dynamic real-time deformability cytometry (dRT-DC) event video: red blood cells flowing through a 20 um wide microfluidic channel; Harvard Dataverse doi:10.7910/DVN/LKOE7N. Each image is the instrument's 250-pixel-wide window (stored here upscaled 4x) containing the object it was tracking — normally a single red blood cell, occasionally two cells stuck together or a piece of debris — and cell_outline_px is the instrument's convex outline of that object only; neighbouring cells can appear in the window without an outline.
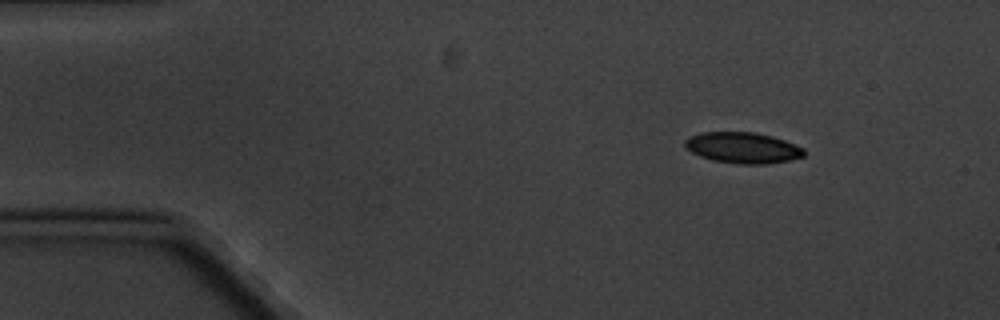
{"species": "common noctule bat (a hibernating species)", "species_latin": "Nyctalus noctula", "temperature_condition": "cold", "stored_images_in_passage": 5, "camera_frame_rate_fps": 3000, "um_per_image_px": 0.085, "animal": {"sex": "male", "body_mass_g": 20.1, "forearm_length_mm": 53.5}, "frame": {"image": 1, "passage_image": 1, "time_ms": 0.0, "image_size_px": [1000, 320], "cell_outline_px": [[804, 156], [788, 160], [764, 164], [736, 164], [712, 160], [700, 156], [684, 148], [684, 140], [688, 136], [704, 132], [756, 132], [772, 136], [784, 140], [804, 148]], "centroid_in_image_um": [63.09, 12.55], "position_along_channel_um": 21.9, "area_um2": 21.56}}
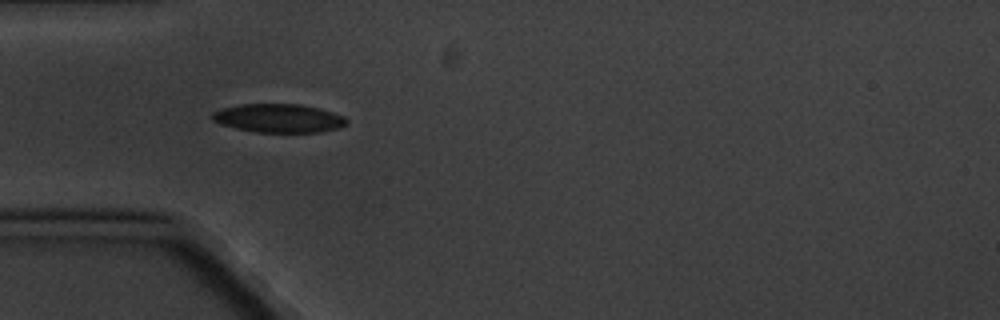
{"frame": {"image": 2, "passage_image": 3, "time_ms": 3.333, "image_size_px": [1000, 320], "cell_outline_px": [[348, 124], [340, 128], [320, 132], [256, 132], [236, 128], [220, 124], [212, 120], [212, 112], [220, 108], [240, 104], [300, 104], [320, 108], [344, 116], [348, 120]], "centroid_in_image_um": [23.7, 10.04], "position_along_channel_um": 61.3, "area_um2": 22.6}}